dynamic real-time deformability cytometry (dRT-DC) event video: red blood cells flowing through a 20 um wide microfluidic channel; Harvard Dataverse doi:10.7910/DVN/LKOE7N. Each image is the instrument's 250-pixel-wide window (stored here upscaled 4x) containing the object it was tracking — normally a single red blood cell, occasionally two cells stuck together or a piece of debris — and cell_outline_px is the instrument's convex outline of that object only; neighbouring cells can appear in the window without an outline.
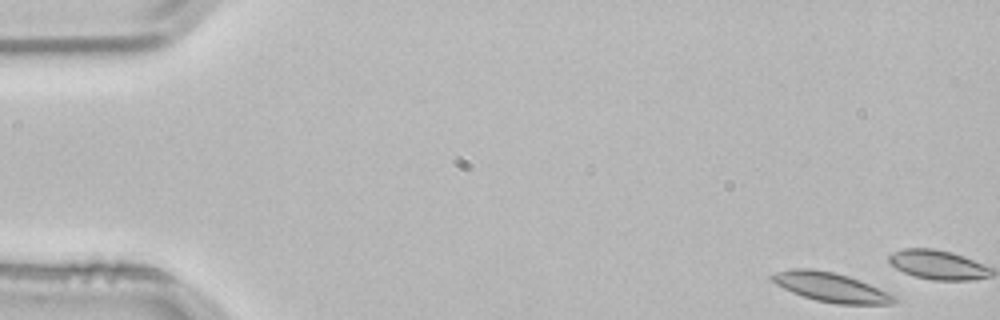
{"species": "common noctule bat (a hibernating species)", "species_latin": "Nyctalus noctula", "temperature_condition": "room temperature", "stored_images_in_passage": 3, "camera_frame_rate_fps": 3000, "um_per_image_px": 0.085, "animal": {"sex": "male", "body_mass_g": 21.5, "forearm_length_mm": 52.0}, "frame": {"image": 1, "passage_image": 1, "time_ms": 0.0, "image_size_px": [1000, 320], "cell_outline_px": [[900, 300], [892, 304], [836, 304], [816, 300], [792, 292], [776, 284], [768, 276], [776, 272], [792, 268], [812, 268], [832, 272], [848, 276], [888, 292], [896, 296]], "centroid_in_image_um": [70.63, 24.41], "position_along_channel_um": 14.4, "area_um2": 20.75}}